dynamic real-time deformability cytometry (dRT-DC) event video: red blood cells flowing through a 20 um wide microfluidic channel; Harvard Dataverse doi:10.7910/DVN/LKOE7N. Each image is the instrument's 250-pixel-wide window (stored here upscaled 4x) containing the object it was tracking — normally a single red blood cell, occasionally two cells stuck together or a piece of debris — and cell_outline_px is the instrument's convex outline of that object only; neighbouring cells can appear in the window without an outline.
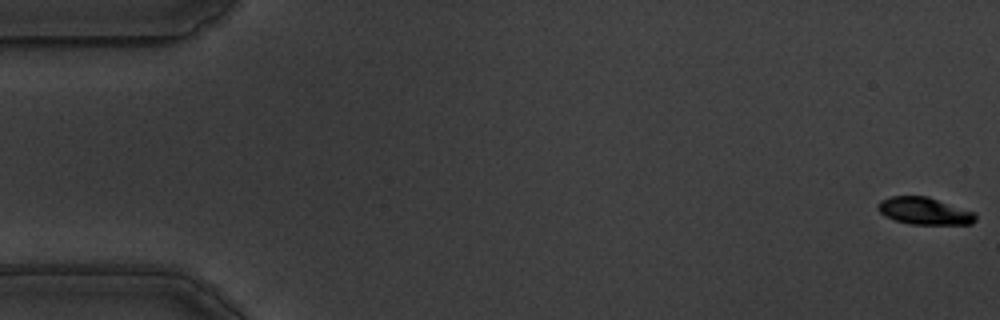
{"species": "common noctule bat (a hibernating species)", "species_latin": "Nyctalus noctula", "temperature_condition": "warm", "stored_images_in_passage": 58, "camera_frame_rate_fps": 3000, "um_per_image_px": 0.085, "animal": {"sex": "male", "body_mass_g": 19.5, "forearm_length_mm": 54.6}, "frame": {"image": 1, "passage_image": 1, "time_ms": 0.0, "image_size_px": [1000, 320], "cell_outline_px": [[976, 220], [972, 224], [912, 224], [896, 220], [884, 216], [880, 212], [880, 200], [892, 196], [928, 196], [976, 212]], "centroid_in_image_um": [78.64, 17.93], "position_along_channel_um": 6.4, "area_um2": 15.37}}
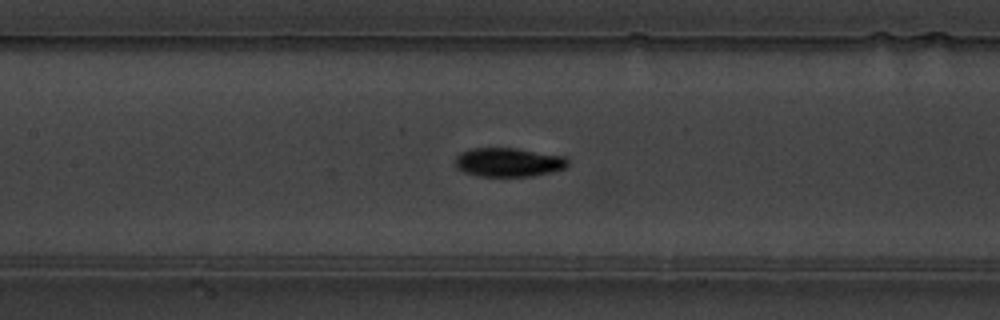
{"frame": {"image": 2, "passage_image": 27, "time_ms": 8.667, "image_size_px": [1000, 320], "cell_outline_px": [[568, 164], [564, 168], [552, 172], [532, 176], [480, 176], [464, 172], [456, 168], [456, 156], [460, 152], [472, 148], [516, 148], [564, 156], [568, 160]], "centroid_in_image_um": [43.21, 13.79], "position_along_channel_um": 164.2, "area_um2": 18.96}}
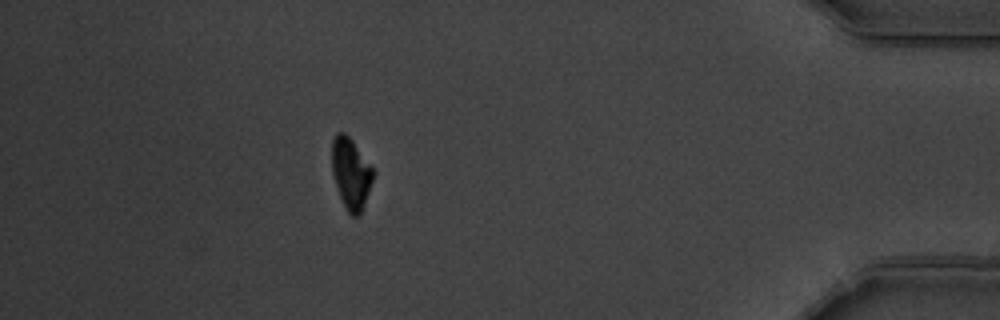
{"frame": {"image": 3, "passage_image": 52, "time_ms": 17.0, "image_size_px": [1000, 320], "cell_outline_px": [[376, 172], [364, 204], [360, 212], [356, 216], [352, 216], [348, 212], [340, 196], [332, 172], [332, 140], [336, 132], [344, 132], [352, 140]], "centroid_in_image_um": [29.83, 14.7], "position_along_channel_um": 405.4, "area_um2": 16.88}, "authors_computed_cell_mechanics": {"area_um2": 17.8602, "velocity_mm_per_s": 3.486, "shape_relaxation_time_tau1_ms": 3.1399, "shape_relaxation_time_tau2_ms": 8.773, "deformation_change_tau1": 0.1553, "deformation_change_tau2": 0.0948}}